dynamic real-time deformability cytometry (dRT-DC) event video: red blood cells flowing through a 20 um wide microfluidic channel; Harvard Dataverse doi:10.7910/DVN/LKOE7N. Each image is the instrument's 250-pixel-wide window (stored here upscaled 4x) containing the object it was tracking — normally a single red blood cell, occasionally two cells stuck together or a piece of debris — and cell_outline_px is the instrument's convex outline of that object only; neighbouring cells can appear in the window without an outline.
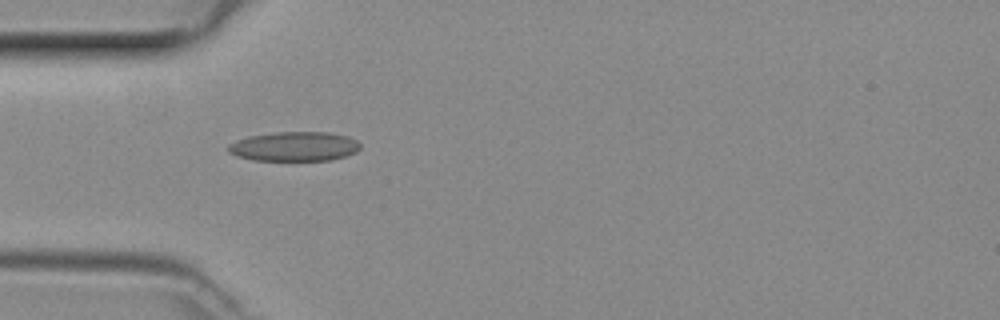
{"species": "common noctule bat (a hibernating species)", "species_latin": "Nyctalus noctula", "temperature_condition": "room temperature", "stored_images_in_passage": 30, "camera_frame_rate_fps": 3000, "um_per_image_px": 0.085, "animal": {"sex": "female", "body_mass_g": 29.2, "forearm_length_mm": 56.3}, "frame": {"image": 1, "passage_image": 1, "time_ms": 0.0, "image_size_px": [1000, 320], "cell_outline_px": [[360, 148], [356, 152], [344, 156], [328, 160], [256, 160], [236, 156], [228, 152], [228, 144], [236, 140], [248, 136], [276, 132], [328, 132], [348, 136], [356, 140], [360, 144]], "centroid_in_image_um": [25.0, 12.44], "position_along_channel_um": 60.0, "area_um2": 22.6}}
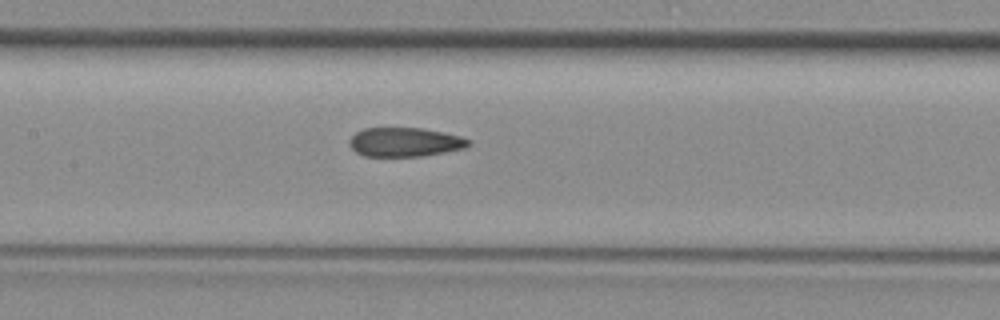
{"frame": {"image": 2, "passage_image": 9, "time_ms": 2.667, "image_size_px": [1000, 320], "cell_outline_px": [[472, 140], [464, 148], [444, 152], [420, 156], [364, 156], [356, 152], [348, 144], [348, 140], [356, 132], [364, 128], [424, 128], [444, 132], [460, 136]], "centroid_in_image_um": [34.39, 12.07], "position_along_channel_um": 173.0, "area_um2": 20.17}}
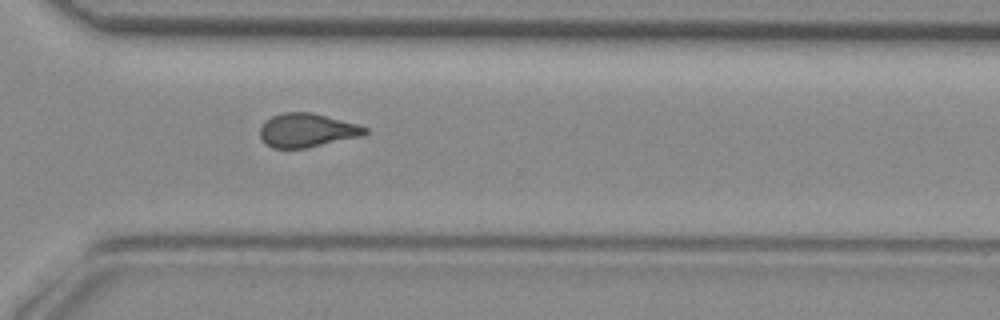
{"frame": {"image": 3, "passage_image": 21, "time_ms": 6.667, "image_size_px": [1000, 320], "cell_outline_px": [[368, 132], [364, 136], [304, 148], [272, 148], [260, 136], [260, 128], [264, 120], [272, 116], [284, 112], [312, 112], [360, 124], [368, 128]], "centroid_in_image_um": [26.14, 11.06], "position_along_channel_um": 344.5, "area_um2": 20.81}}